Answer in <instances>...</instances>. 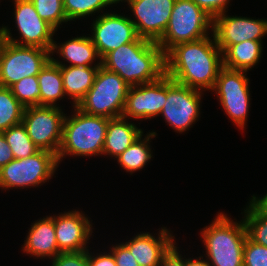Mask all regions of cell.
Here are the masks:
<instances>
[{
    "label": "cell",
    "instance_id": "28",
    "mask_svg": "<svg viewBox=\"0 0 267 266\" xmlns=\"http://www.w3.org/2000/svg\"><path fill=\"white\" fill-rule=\"evenodd\" d=\"M245 213L247 236L257 244L267 247V214L262 213L251 201Z\"/></svg>",
    "mask_w": 267,
    "mask_h": 266
},
{
    "label": "cell",
    "instance_id": "25",
    "mask_svg": "<svg viewBox=\"0 0 267 266\" xmlns=\"http://www.w3.org/2000/svg\"><path fill=\"white\" fill-rule=\"evenodd\" d=\"M155 136V132L148 134L144 140H141L142 135L139 136L123 153L116 157L121 167L131 173L142 169L152 157L148 141L150 137L153 138Z\"/></svg>",
    "mask_w": 267,
    "mask_h": 266
},
{
    "label": "cell",
    "instance_id": "35",
    "mask_svg": "<svg viewBox=\"0 0 267 266\" xmlns=\"http://www.w3.org/2000/svg\"><path fill=\"white\" fill-rule=\"evenodd\" d=\"M113 256L117 266H139L129 248L123 243L112 247Z\"/></svg>",
    "mask_w": 267,
    "mask_h": 266
},
{
    "label": "cell",
    "instance_id": "1",
    "mask_svg": "<svg viewBox=\"0 0 267 266\" xmlns=\"http://www.w3.org/2000/svg\"><path fill=\"white\" fill-rule=\"evenodd\" d=\"M213 40L207 36L172 47L165 54V73L175 82L192 89H213L223 68V52L214 35Z\"/></svg>",
    "mask_w": 267,
    "mask_h": 266
},
{
    "label": "cell",
    "instance_id": "18",
    "mask_svg": "<svg viewBox=\"0 0 267 266\" xmlns=\"http://www.w3.org/2000/svg\"><path fill=\"white\" fill-rule=\"evenodd\" d=\"M168 232L161 229L157 239L149 233L137 234L125 245L139 266H159L163 254L173 244V236Z\"/></svg>",
    "mask_w": 267,
    "mask_h": 266
},
{
    "label": "cell",
    "instance_id": "23",
    "mask_svg": "<svg viewBox=\"0 0 267 266\" xmlns=\"http://www.w3.org/2000/svg\"><path fill=\"white\" fill-rule=\"evenodd\" d=\"M57 48L60 55L71 63L70 66H90L95 58H100L91 37L73 38L66 41L61 47H57L54 42L51 53Z\"/></svg>",
    "mask_w": 267,
    "mask_h": 266
},
{
    "label": "cell",
    "instance_id": "33",
    "mask_svg": "<svg viewBox=\"0 0 267 266\" xmlns=\"http://www.w3.org/2000/svg\"><path fill=\"white\" fill-rule=\"evenodd\" d=\"M52 261V266H89L88 250L59 253Z\"/></svg>",
    "mask_w": 267,
    "mask_h": 266
},
{
    "label": "cell",
    "instance_id": "36",
    "mask_svg": "<svg viewBox=\"0 0 267 266\" xmlns=\"http://www.w3.org/2000/svg\"><path fill=\"white\" fill-rule=\"evenodd\" d=\"M181 257L173 243L163 254L159 266H185V261Z\"/></svg>",
    "mask_w": 267,
    "mask_h": 266
},
{
    "label": "cell",
    "instance_id": "29",
    "mask_svg": "<svg viewBox=\"0 0 267 266\" xmlns=\"http://www.w3.org/2000/svg\"><path fill=\"white\" fill-rule=\"evenodd\" d=\"M13 95L24 106H40V88L37 76L20 79L10 87Z\"/></svg>",
    "mask_w": 267,
    "mask_h": 266
},
{
    "label": "cell",
    "instance_id": "21",
    "mask_svg": "<svg viewBox=\"0 0 267 266\" xmlns=\"http://www.w3.org/2000/svg\"><path fill=\"white\" fill-rule=\"evenodd\" d=\"M143 131L134 124L126 122L125 117L110 118L108 122L102 154L118 157Z\"/></svg>",
    "mask_w": 267,
    "mask_h": 266
},
{
    "label": "cell",
    "instance_id": "40",
    "mask_svg": "<svg viewBox=\"0 0 267 266\" xmlns=\"http://www.w3.org/2000/svg\"><path fill=\"white\" fill-rule=\"evenodd\" d=\"M199 259H196V260L186 259L185 266H211L209 264V261L208 262L207 261L205 262L204 260L202 261L201 257H199Z\"/></svg>",
    "mask_w": 267,
    "mask_h": 266
},
{
    "label": "cell",
    "instance_id": "7",
    "mask_svg": "<svg viewBox=\"0 0 267 266\" xmlns=\"http://www.w3.org/2000/svg\"><path fill=\"white\" fill-rule=\"evenodd\" d=\"M50 54L51 50L0 39V86L10 88L24 77L37 76L51 60Z\"/></svg>",
    "mask_w": 267,
    "mask_h": 266
},
{
    "label": "cell",
    "instance_id": "11",
    "mask_svg": "<svg viewBox=\"0 0 267 266\" xmlns=\"http://www.w3.org/2000/svg\"><path fill=\"white\" fill-rule=\"evenodd\" d=\"M246 71L231 70L223 67L216 79L212 90H215L220 99L222 108L227 115L241 129L247 120L249 108V80L244 75Z\"/></svg>",
    "mask_w": 267,
    "mask_h": 266
},
{
    "label": "cell",
    "instance_id": "14",
    "mask_svg": "<svg viewBox=\"0 0 267 266\" xmlns=\"http://www.w3.org/2000/svg\"><path fill=\"white\" fill-rule=\"evenodd\" d=\"M167 98V74L159 79L130 86L122 117L149 119L158 116Z\"/></svg>",
    "mask_w": 267,
    "mask_h": 266
},
{
    "label": "cell",
    "instance_id": "26",
    "mask_svg": "<svg viewBox=\"0 0 267 266\" xmlns=\"http://www.w3.org/2000/svg\"><path fill=\"white\" fill-rule=\"evenodd\" d=\"M25 107L8 87L0 86V133L22 123Z\"/></svg>",
    "mask_w": 267,
    "mask_h": 266
},
{
    "label": "cell",
    "instance_id": "3",
    "mask_svg": "<svg viewBox=\"0 0 267 266\" xmlns=\"http://www.w3.org/2000/svg\"><path fill=\"white\" fill-rule=\"evenodd\" d=\"M74 107L75 115L64 118L58 162L68 154L91 156L103 152L109 118L89 115Z\"/></svg>",
    "mask_w": 267,
    "mask_h": 266
},
{
    "label": "cell",
    "instance_id": "30",
    "mask_svg": "<svg viewBox=\"0 0 267 266\" xmlns=\"http://www.w3.org/2000/svg\"><path fill=\"white\" fill-rule=\"evenodd\" d=\"M65 15L68 21L95 13L108 5L117 3L115 0H63Z\"/></svg>",
    "mask_w": 267,
    "mask_h": 266
},
{
    "label": "cell",
    "instance_id": "38",
    "mask_svg": "<svg viewBox=\"0 0 267 266\" xmlns=\"http://www.w3.org/2000/svg\"><path fill=\"white\" fill-rule=\"evenodd\" d=\"M88 262L89 266H117L115 262V258L112 254H105L104 255H99L94 258L90 256L88 252Z\"/></svg>",
    "mask_w": 267,
    "mask_h": 266
},
{
    "label": "cell",
    "instance_id": "32",
    "mask_svg": "<svg viewBox=\"0 0 267 266\" xmlns=\"http://www.w3.org/2000/svg\"><path fill=\"white\" fill-rule=\"evenodd\" d=\"M243 266H267V247L257 244L247 236L243 250Z\"/></svg>",
    "mask_w": 267,
    "mask_h": 266
},
{
    "label": "cell",
    "instance_id": "20",
    "mask_svg": "<svg viewBox=\"0 0 267 266\" xmlns=\"http://www.w3.org/2000/svg\"><path fill=\"white\" fill-rule=\"evenodd\" d=\"M51 60L60 66L65 95L71 96L74 99L75 106H77L94 84L101 61L94 67L70 65L66 67L65 64L62 65L54 58H51Z\"/></svg>",
    "mask_w": 267,
    "mask_h": 266
},
{
    "label": "cell",
    "instance_id": "37",
    "mask_svg": "<svg viewBox=\"0 0 267 266\" xmlns=\"http://www.w3.org/2000/svg\"><path fill=\"white\" fill-rule=\"evenodd\" d=\"M14 159L13 152L9 147L3 133H0V168Z\"/></svg>",
    "mask_w": 267,
    "mask_h": 266
},
{
    "label": "cell",
    "instance_id": "39",
    "mask_svg": "<svg viewBox=\"0 0 267 266\" xmlns=\"http://www.w3.org/2000/svg\"><path fill=\"white\" fill-rule=\"evenodd\" d=\"M251 202L262 212L267 214V194L261 199L253 196Z\"/></svg>",
    "mask_w": 267,
    "mask_h": 266
},
{
    "label": "cell",
    "instance_id": "2",
    "mask_svg": "<svg viewBox=\"0 0 267 266\" xmlns=\"http://www.w3.org/2000/svg\"><path fill=\"white\" fill-rule=\"evenodd\" d=\"M101 66L117 73L128 85L136 86L165 74V54L156 42L138 37L105 54Z\"/></svg>",
    "mask_w": 267,
    "mask_h": 266
},
{
    "label": "cell",
    "instance_id": "19",
    "mask_svg": "<svg viewBox=\"0 0 267 266\" xmlns=\"http://www.w3.org/2000/svg\"><path fill=\"white\" fill-rule=\"evenodd\" d=\"M24 252L37 257L53 256L61 253L58 249L54 218L49 216L35 222L24 244Z\"/></svg>",
    "mask_w": 267,
    "mask_h": 266
},
{
    "label": "cell",
    "instance_id": "8",
    "mask_svg": "<svg viewBox=\"0 0 267 266\" xmlns=\"http://www.w3.org/2000/svg\"><path fill=\"white\" fill-rule=\"evenodd\" d=\"M57 164V155L47 150H39L26 158L13 159L0 168V187H33L45 183L54 174Z\"/></svg>",
    "mask_w": 267,
    "mask_h": 266
},
{
    "label": "cell",
    "instance_id": "4",
    "mask_svg": "<svg viewBox=\"0 0 267 266\" xmlns=\"http://www.w3.org/2000/svg\"><path fill=\"white\" fill-rule=\"evenodd\" d=\"M212 266H243L244 243L247 238L245 222L235 223L220 213L201 232Z\"/></svg>",
    "mask_w": 267,
    "mask_h": 266
},
{
    "label": "cell",
    "instance_id": "5",
    "mask_svg": "<svg viewBox=\"0 0 267 266\" xmlns=\"http://www.w3.org/2000/svg\"><path fill=\"white\" fill-rule=\"evenodd\" d=\"M129 87L117 73L100 66L94 84L76 107L89 115L121 117Z\"/></svg>",
    "mask_w": 267,
    "mask_h": 266
},
{
    "label": "cell",
    "instance_id": "9",
    "mask_svg": "<svg viewBox=\"0 0 267 266\" xmlns=\"http://www.w3.org/2000/svg\"><path fill=\"white\" fill-rule=\"evenodd\" d=\"M65 115L56 106L25 107L22 124L28 136L40 149L56 155L62 142Z\"/></svg>",
    "mask_w": 267,
    "mask_h": 266
},
{
    "label": "cell",
    "instance_id": "13",
    "mask_svg": "<svg viewBox=\"0 0 267 266\" xmlns=\"http://www.w3.org/2000/svg\"><path fill=\"white\" fill-rule=\"evenodd\" d=\"M134 12L138 37L152 42H158L163 36L175 0H126Z\"/></svg>",
    "mask_w": 267,
    "mask_h": 266
},
{
    "label": "cell",
    "instance_id": "22",
    "mask_svg": "<svg viewBox=\"0 0 267 266\" xmlns=\"http://www.w3.org/2000/svg\"><path fill=\"white\" fill-rule=\"evenodd\" d=\"M261 43V41L246 40L231 45L223 53V67L247 72L261 57Z\"/></svg>",
    "mask_w": 267,
    "mask_h": 266
},
{
    "label": "cell",
    "instance_id": "15",
    "mask_svg": "<svg viewBox=\"0 0 267 266\" xmlns=\"http://www.w3.org/2000/svg\"><path fill=\"white\" fill-rule=\"evenodd\" d=\"M93 22L91 39L101 58L122 45L134 42L137 32L131 19L118 14L105 13Z\"/></svg>",
    "mask_w": 267,
    "mask_h": 266
},
{
    "label": "cell",
    "instance_id": "17",
    "mask_svg": "<svg viewBox=\"0 0 267 266\" xmlns=\"http://www.w3.org/2000/svg\"><path fill=\"white\" fill-rule=\"evenodd\" d=\"M91 224L88 218L78 211L54 216V227L58 249L61 253L81 252L87 250L85 245L91 235Z\"/></svg>",
    "mask_w": 267,
    "mask_h": 266
},
{
    "label": "cell",
    "instance_id": "16",
    "mask_svg": "<svg viewBox=\"0 0 267 266\" xmlns=\"http://www.w3.org/2000/svg\"><path fill=\"white\" fill-rule=\"evenodd\" d=\"M222 13L213 19V35L224 53L231 45L246 41H261L267 34V20L229 17Z\"/></svg>",
    "mask_w": 267,
    "mask_h": 266
},
{
    "label": "cell",
    "instance_id": "27",
    "mask_svg": "<svg viewBox=\"0 0 267 266\" xmlns=\"http://www.w3.org/2000/svg\"><path fill=\"white\" fill-rule=\"evenodd\" d=\"M2 133L13 152L14 159H22L32 156L40 150L32 142L22 123L12 126Z\"/></svg>",
    "mask_w": 267,
    "mask_h": 266
},
{
    "label": "cell",
    "instance_id": "34",
    "mask_svg": "<svg viewBox=\"0 0 267 266\" xmlns=\"http://www.w3.org/2000/svg\"><path fill=\"white\" fill-rule=\"evenodd\" d=\"M202 10H204L213 19L226 12V5L229 0H193Z\"/></svg>",
    "mask_w": 267,
    "mask_h": 266
},
{
    "label": "cell",
    "instance_id": "6",
    "mask_svg": "<svg viewBox=\"0 0 267 266\" xmlns=\"http://www.w3.org/2000/svg\"><path fill=\"white\" fill-rule=\"evenodd\" d=\"M209 27H213V18L193 0H175L166 30L157 45L166 54L177 44L207 37Z\"/></svg>",
    "mask_w": 267,
    "mask_h": 266
},
{
    "label": "cell",
    "instance_id": "10",
    "mask_svg": "<svg viewBox=\"0 0 267 266\" xmlns=\"http://www.w3.org/2000/svg\"><path fill=\"white\" fill-rule=\"evenodd\" d=\"M14 2L15 19L21 38H23L22 42L13 39L6 27L0 29V39L19 46L51 50L54 44L52 36L56 29L40 18L31 0H14Z\"/></svg>",
    "mask_w": 267,
    "mask_h": 266
},
{
    "label": "cell",
    "instance_id": "12",
    "mask_svg": "<svg viewBox=\"0 0 267 266\" xmlns=\"http://www.w3.org/2000/svg\"><path fill=\"white\" fill-rule=\"evenodd\" d=\"M200 93L167 75V98L160 114L176 131H186L200 114Z\"/></svg>",
    "mask_w": 267,
    "mask_h": 266
},
{
    "label": "cell",
    "instance_id": "31",
    "mask_svg": "<svg viewBox=\"0 0 267 266\" xmlns=\"http://www.w3.org/2000/svg\"><path fill=\"white\" fill-rule=\"evenodd\" d=\"M41 19L56 30L62 22H67L63 0H31Z\"/></svg>",
    "mask_w": 267,
    "mask_h": 266
},
{
    "label": "cell",
    "instance_id": "24",
    "mask_svg": "<svg viewBox=\"0 0 267 266\" xmlns=\"http://www.w3.org/2000/svg\"><path fill=\"white\" fill-rule=\"evenodd\" d=\"M40 88V106H56L65 95L60 66L50 60L37 75Z\"/></svg>",
    "mask_w": 267,
    "mask_h": 266
}]
</instances>
